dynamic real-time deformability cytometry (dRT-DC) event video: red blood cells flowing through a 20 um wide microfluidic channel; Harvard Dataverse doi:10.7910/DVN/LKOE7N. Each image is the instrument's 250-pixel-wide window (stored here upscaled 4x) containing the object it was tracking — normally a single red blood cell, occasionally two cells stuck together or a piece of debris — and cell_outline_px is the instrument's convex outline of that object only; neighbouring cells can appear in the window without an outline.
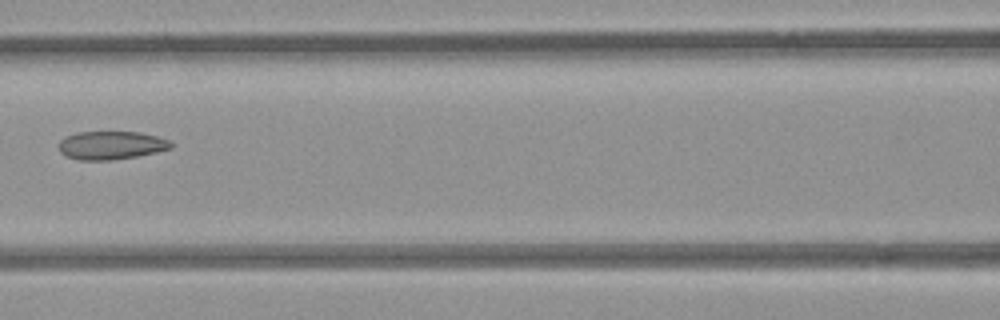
{"species": "common noctule bat (a hibernating species)", "species_latin": "Nyctalus noctula", "temperature_condition": "room temperature", "stored_images_in_passage": 3, "camera_frame_rate_fps": 3000, "um_per_image_px": 0.085, "animal": {"sex": "female", "body_mass_g": 21.9}, "frame": {"image": 1, "passage_image": 3, "time_ms": 0.667, "image_size_px": [1000, 320], "cell_outline_px": [[172, 148], [156, 152], [136, 156], [112, 160], [80, 160], [68, 156], [60, 152], [60, 140], [64, 136], [76, 132], [140, 132], [156, 136], [168, 140], [172, 144]], "centroid_in_image_um": [9.44, 12.34], "position_along_channel_um": 157.2, "area_um2": 18.38}}